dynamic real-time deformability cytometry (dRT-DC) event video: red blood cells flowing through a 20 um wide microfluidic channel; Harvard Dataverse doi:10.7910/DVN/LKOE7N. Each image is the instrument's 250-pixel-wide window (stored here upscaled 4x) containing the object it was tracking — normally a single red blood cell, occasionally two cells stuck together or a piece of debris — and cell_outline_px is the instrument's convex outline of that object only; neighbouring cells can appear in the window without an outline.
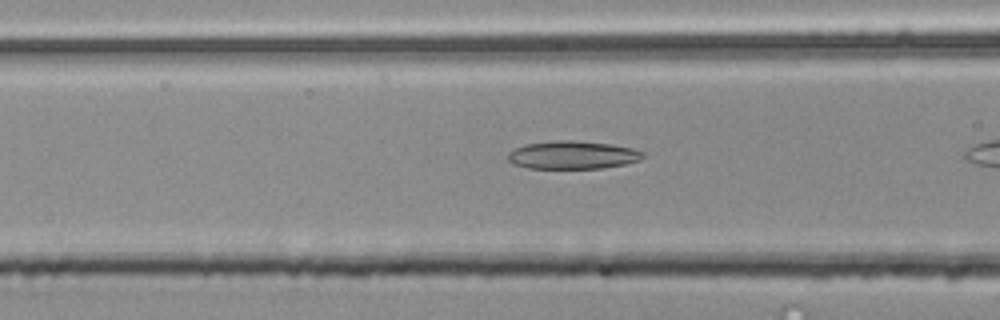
{"species": "common noctule bat (a hibernating species)", "species_latin": "Nyctalus noctula", "temperature_condition": "room temperature", "stored_images_in_passage": 16, "camera_frame_rate_fps": 3000, "um_per_image_px": 0.085, "animal": {"sex": "male", "body_mass_g": 20.4}, "frame": {"image": 1, "passage_image": 5, "time_ms": 1.333, "image_size_px": [1000, 320], "cell_outline_px": [[644, 156], [640, 160], [624, 164], [600, 168], [528, 168], [516, 164], [508, 160], [508, 152], [524, 144], [556, 140], [572, 140], [612, 144], [632, 148], [644, 152]], "centroid_in_image_um": [48.68, 13.16], "position_along_channel_um": 117.9, "area_um2": 21.96}}
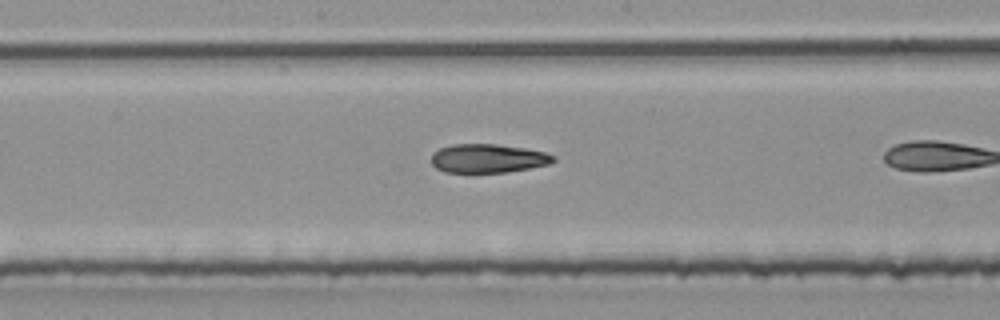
{"frame": {"image": 2, "passage_image": 12, "time_ms": 3.667, "image_size_px": [1000, 320], "cell_outline_px": [[556, 160], [548, 164], [528, 168], [504, 172], [444, 172], [436, 168], [432, 164], [432, 152], [440, 148], [452, 144], [496, 144], [524, 148], [544, 152], [556, 156]], "centroid_in_image_um": [41.45, 13.45], "position_along_channel_um": 206.7, "area_um2": 20.35}}